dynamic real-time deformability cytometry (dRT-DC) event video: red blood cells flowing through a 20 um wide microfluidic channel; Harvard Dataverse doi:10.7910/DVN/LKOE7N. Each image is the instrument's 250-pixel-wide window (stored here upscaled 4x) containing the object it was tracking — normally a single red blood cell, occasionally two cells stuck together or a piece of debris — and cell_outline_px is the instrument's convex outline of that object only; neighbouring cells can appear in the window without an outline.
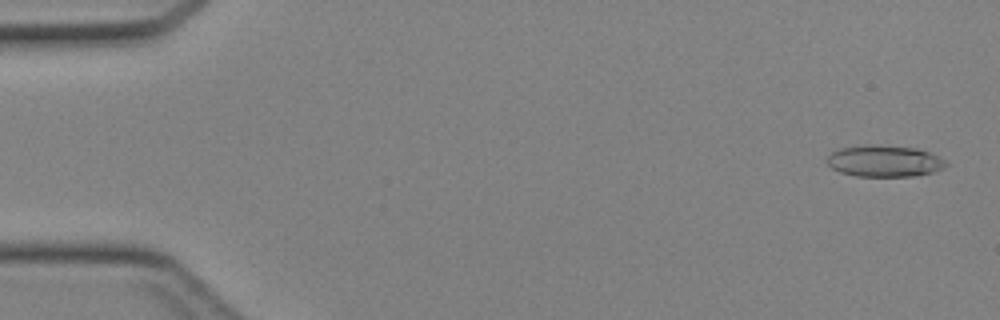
{"species": "Egyptian fruit bat (a non-hibernating species)", "species_latin": "Rousettus aegyptiacus", "temperature_condition": "cold", "stored_images_in_passage": 45, "camera_frame_rate_fps": 3000, "um_per_image_px": 0.085, "animal": {"sex": "female"}, "frame": {"image": 1, "passage_image": 1, "time_ms": 0.0, "image_size_px": [1000, 320], "cell_outline_px": [[948, 164], [944, 168], [932, 172], [912, 176], [856, 176], [840, 172], [832, 168], [828, 164], [828, 156], [832, 152], [840, 148], [864, 144], [880, 144], [916, 148], [928, 152], [944, 160]], "centroid_in_image_um": [75.15, 13.67], "position_along_channel_um": 9.8, "area_um2": 21.85}}
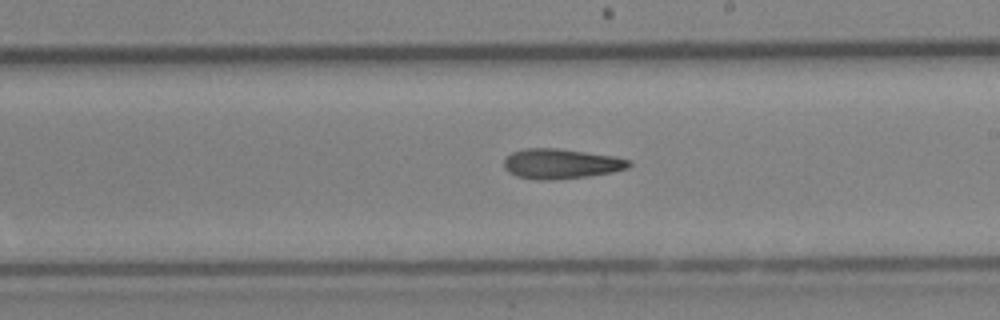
{"frame": {"image": 2, "passage_image": 26, "time_ms": 8.333, "image_size_px": [1000, 320], "cell_outline_px": [[632, 164], [628, 168], [612, 172], [588, 176], [552, 180], [536, 180], [516, 176], [508, 172], [504, 168], [504, 160], [512, 152], [524, 148], [560, 148], [616, 156], [632, 160]], "centroid_in_image_um": [47.7, 13.91], "position_along_channel_um": 241.3, "area_um2": 22.14}}
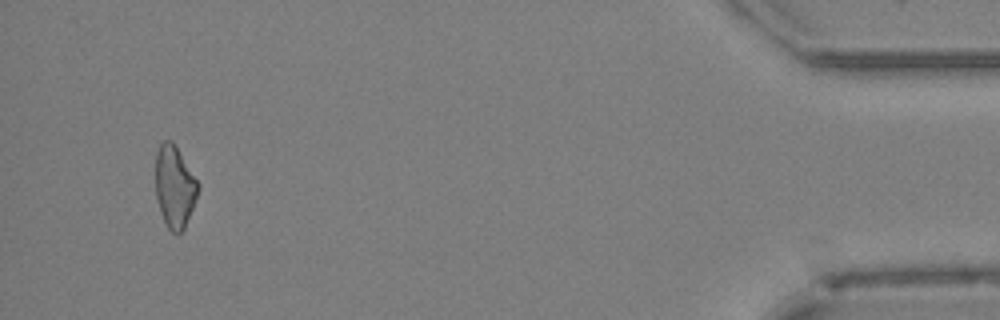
{"frame": {"image": 3, "passage_image": 43, "time_ms": 14.0, "image_size_px": [1000, 320], "cell_outline_px": [[200, 188], [184, 228], [180, 232], [172, 232], [168, 228], [160, 212], [156, 196], [156, 152], [160, 144], [164, 140], [172, 140], [200, 184]], "centroid_in_image_um": [14.84, 15.84], "position_along_channel_um": 420.4, "area_um2": 20.11}}